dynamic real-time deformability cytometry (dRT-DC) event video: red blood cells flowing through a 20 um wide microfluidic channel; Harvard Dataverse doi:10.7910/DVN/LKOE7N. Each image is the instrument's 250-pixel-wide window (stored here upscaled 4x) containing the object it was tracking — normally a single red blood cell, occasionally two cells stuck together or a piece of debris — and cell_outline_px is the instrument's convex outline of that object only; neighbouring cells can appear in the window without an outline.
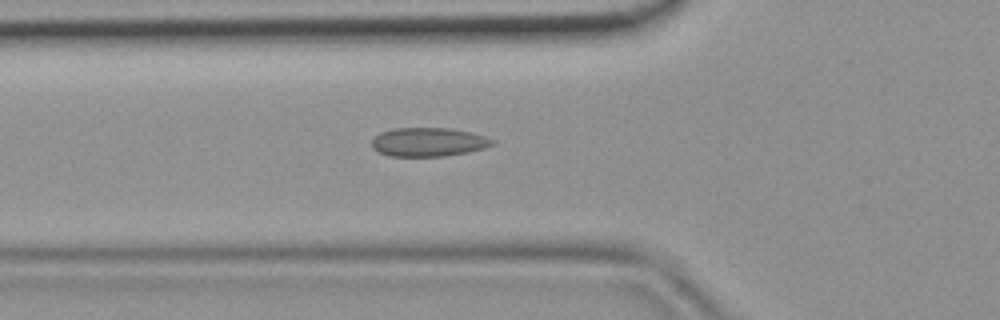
{"species": "common noctule bat (a hibernating species)", "species_latin": "Nyctalus noctula", "temperature_condition": "room temperature", "stored_images_in_passage": 41, "camera_frame_rate_fps": 3000, "um_per_image_px": 0.085, "animal": {"sex": "female", "body_mass_g": 19.9}, "frame": {"image": 1, "passage_image": 12, "time_ms": 3.667, "image_size_px": [1000, 320], "cell_outline_px": [[496, 144], [484, 148], [444, 156], [388, 156], [372, 148], [372, 140], [380, 132], [392, 128], [448, 128], [472, 132], [496, 140]], "centroid_in_image_um": [36.42, 12.06], "position_along_channel_um": 89.4, "area_um2": 20.23}}
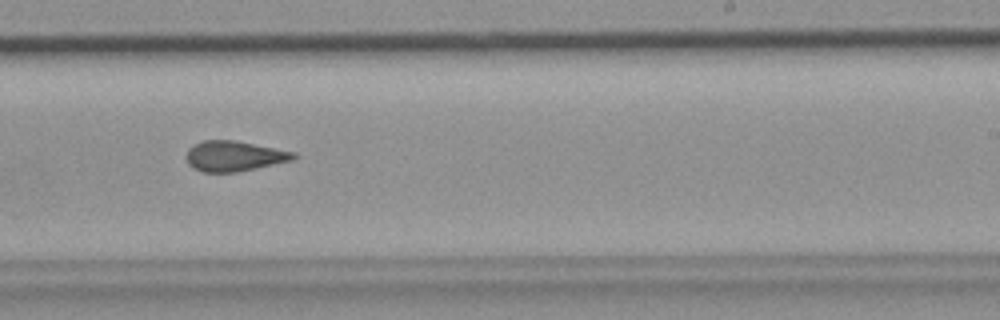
{"frame": {"image": 2, "passage_image": 24, "time_ms": 7.667, "image_size_px": [1000, 320], "cell_outline_px": [[300, 156], [292, 160], [256, 168], [236, 172], [204, 172], [192, 168], [188, 164], [184, 156], [188, 148], [192, 144], [204, 140], [236, 140], [296, 152]], "centroid_in_image_um": [19.88, 13.26], "position_along_channel_um": 269.1, "area_um2": 19.25}}
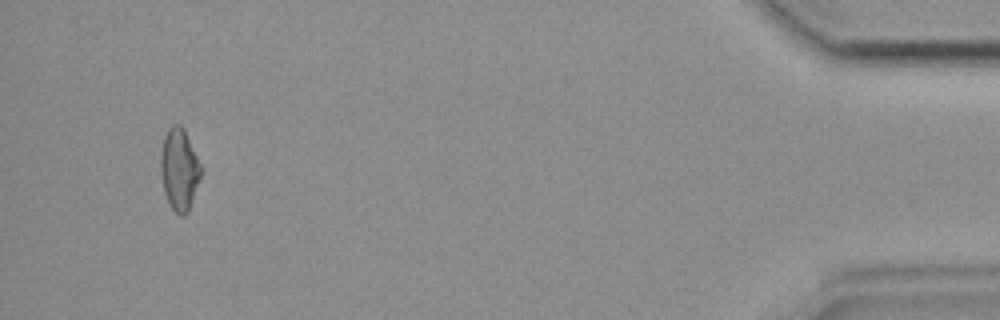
{"frame": {"image": 3, "passage_image": 39, "time_ms": 12.667, "image_size_px": [1000, 320], "cell_outline_px": [[200, 180], [188, 212], [184, 216], [180, 216], [172, 208], [164, 192], [160, 172], [160, 156], [164, 136], [168, 128], [172, 124], [180, 124], [184, 128], [200, 164]], "centroid_in_image_um": [15.22, 14.39], "position_along_channel_um": 420.0, "area_um2": 19.13}}